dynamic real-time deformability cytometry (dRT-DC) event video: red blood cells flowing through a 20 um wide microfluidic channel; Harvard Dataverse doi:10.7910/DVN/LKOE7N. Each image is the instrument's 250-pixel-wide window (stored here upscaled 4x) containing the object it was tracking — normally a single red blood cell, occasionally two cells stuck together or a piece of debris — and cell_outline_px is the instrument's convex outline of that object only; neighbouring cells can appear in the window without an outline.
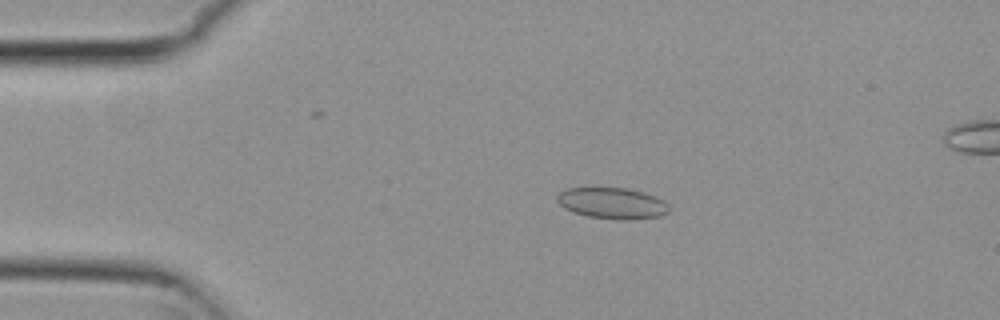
{"species": "common noctule bat (a hibernating species)", "species_latin": "Nyctalus noctula", "temperature_condition": "cold", "stored_images_in_passage": 50, "camera_frame_rate_fps": 3000, "um_per_image_px": 0.085, "animal": {"sex": "female", "body_mass_g": 29.2, "forearm_length_mm": 56.3}, "frame": {"image": 1, "passage_image": 6, "time_ms": 1.667, "image_size_px": [1000, 320], "cell_outline_px": [[668, 212], [660, 216], [628, 220], [620, 220], [588, 216], [572, 212], [564, 208], [556, 200], [556, 196], [560, 192], [568, 188], [628, 188], [644, 192], [656, 196], [664, 200], [668, 204]], "centroid_in_image_um": [52.05, 17.27], "position_along_channel_um": 33.0, "area_um2": 20.4}}
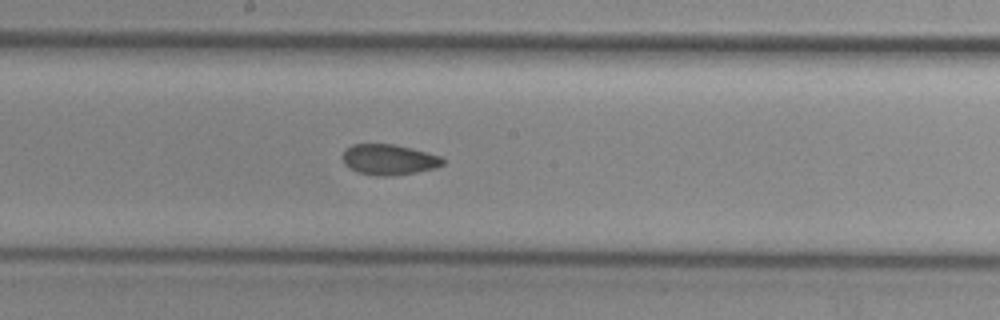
{"frame": {"image": 2, "passage_image": 24, "time_ms": 7.667, "image_size_px": [1000, 320], "cell_outline_px": [[444, 164], [436, 168], [416, 172], [388, 176], [376, 176], [356, 172], [348, 168], [344, 164], [340, 156], [344, 148], [352, 144], [392, 144], [412, 148], [440, 156], [444, 160]], "centroid_in_image_um": [32.99, 13.56], "position_along_channel_um": 215.2, "area_um2": 18.15}}
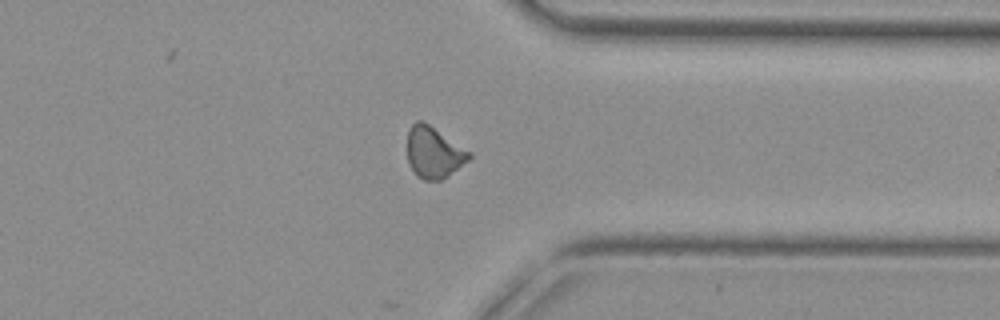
{"frame": {"image": 3, "passage_image": 37, "time_ms": 12.0, "image_size_px": [1000, 320], "cell_outline_px": [[472, 156], [468, 160], [448, 176], [440, 180], [424, 180], [416, 176], [408, 164], [408, 132], [412, 124], [416, 120], [424, 120], [472, 152]], "centroid_in_image_um": [36.87, 12.94], "position_along_channel_um": 374.5, "area_um2": 18.73}, "authors_computed_cell_mechanics": {"area_um2": 18.2648, "velocity_mm_per_s": 3.7716, "shape_relaxation_time_tau1_ms": null, "shape_relaxation_time_tau2_ms": 2.387, "deformation_change_tau1": null, "deformation_change_tau2": 0.0709}}